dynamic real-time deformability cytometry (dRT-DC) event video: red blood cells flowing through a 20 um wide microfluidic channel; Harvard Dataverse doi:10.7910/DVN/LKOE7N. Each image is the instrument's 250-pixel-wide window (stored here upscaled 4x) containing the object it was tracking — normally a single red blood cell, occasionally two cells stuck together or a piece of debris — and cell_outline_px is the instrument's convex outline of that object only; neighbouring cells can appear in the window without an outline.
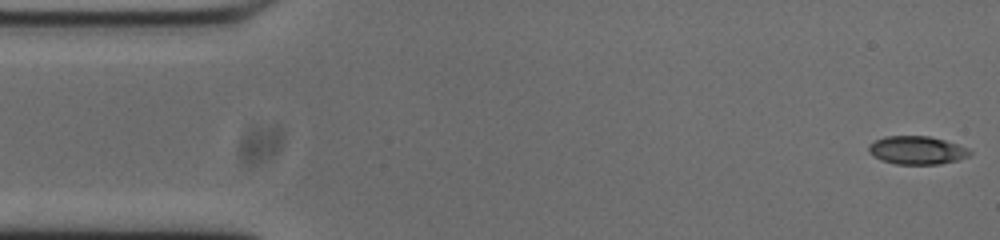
{"species": "common noctule bat (a hibernating species)", "species_latin": "Nyctalus noctula", "temperature_condition": "cold", "stored_images_in_passage": 53, "camera_frame_rate_fps": 3000, "um_per_image_px": 0.085, "animal": {"sex": "male", "body_mass_g": 20.0, "forearm_length_mm": 53.3}, "frame": {"image": 1, "passage_image": 1, "time_ms": 0.0, "image_size_px": [1000, 240], "cell_outline_px": [[972, 152], [968, 156], [956, 160], [940, 164], [896, 164], [880, 160], [868, 152], [868, 144], [884, 136], [928, 136], [944, 140], [968, 148]], "centroid_in_image_um": [77.9, 12.77], "position_along_channel_um": 7.1, "area_um2": 16.59}}
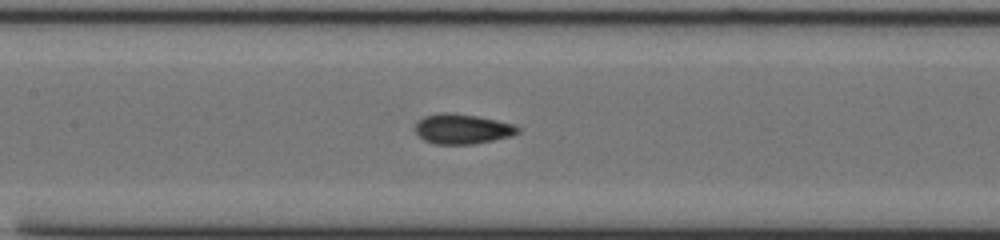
{"frame": {"image": 2, "passage_image": 23, "time_ms": 7.333, "image_size_px": [1000, 240], "cell_outline_px": [[520, 132], [512, 136], [472, 144], [436, 144], [424, 140], [416, 132], [416, 124], [424, 116], [440, 112], [444, 112], [476, 116], [496, 120], [512, 124], [520, 128]], "centroid_in_image_um": [39.3, 10.96], "position_along_channel_um": 168.1, "area_um2": 17.69}}
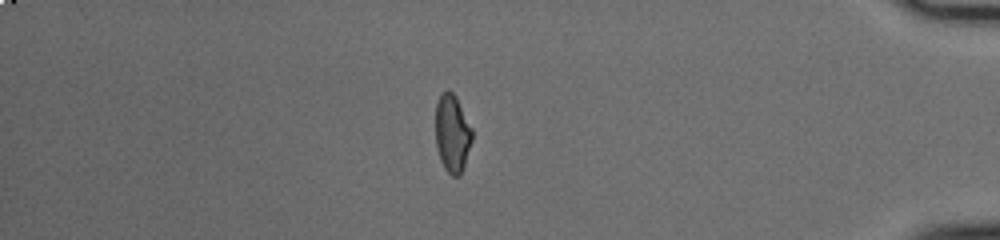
{"frame": {"image": 3, "passage_image": 45, "time_ms": 14.667, "image_size_px": [1000, 240], "cell_outline_px": [[472, 140], [460, 176], [452, 176], [444, 168], [440, 160], [436, 144], [436, 104], [440, 96], [448, 88], [456, 96], [472, 128]], "centroid_in_image_um": [38.44, 11.33], "position_along_channel_um": 396.8, "area_um2": 16.47}, "authors_computed_cell_mechanics": {"area_um2": 17.1088, "velocity_mm_per_s": 3.7497, "shape_relaxation_time_tau1_ms": 6.9439, "shape_relaxation_time_tau2_ms": 1.2884, "deformation_change_tau1": 0.1926, "deformation_change_tau2": 0.0624}}